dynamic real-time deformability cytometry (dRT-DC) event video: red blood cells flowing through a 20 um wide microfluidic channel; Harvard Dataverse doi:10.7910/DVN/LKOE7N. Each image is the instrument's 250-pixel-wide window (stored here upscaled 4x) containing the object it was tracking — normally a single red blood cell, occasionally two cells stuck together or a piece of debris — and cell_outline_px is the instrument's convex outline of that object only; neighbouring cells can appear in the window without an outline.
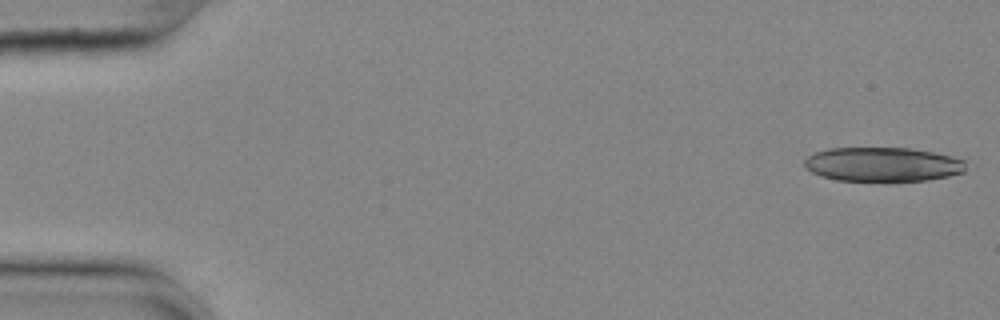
{"species": "common noctule bat (a hibernating species)", "species_latin": "Nyctalus noctula", "temperature_condition": "cold", "stored_images_in_passage": 55, "segment_of_instrument_passage": [1, 2], "camera_frame_rate_fps": 3000, "um_per_image_px": 0.085, "animal": {"sex": "female", "body_mass_g": 25.1}, "frame": {"image": 1, "passage_image": 1, "time_ms": 0.0, "image_size_px": [1000, 320], "cell_outline_px": [[964, 172], [948, 176], [928, 180], [892, 184], [884, 184], [836, 180], [820, 176], [812, 172], [804, 164], [804, 160], [808, 156], [816, 152], [828, 148], [908, 148], [932, 152], [952, 156], [964, 160]], "centroid_in_image_um": [75.02, 14.03], "position_along_channel_um": 10.0, "area_um2": 33.29}}
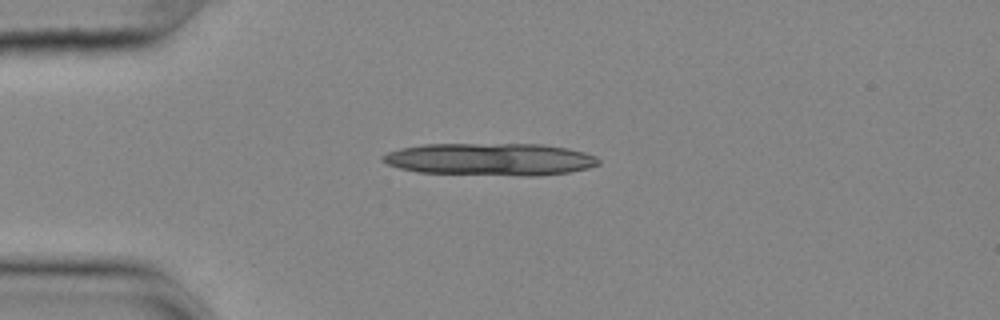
{"frame": {"image": 2, "passage_image": 13, "time_ms": 4.0, "image_size_px": [1000, 320], "cell_outline_px": [[600, 164], [588, 168], [568, 172], [536, 176], [520, 176], [416, 172], [400, 168], [388, 164], [380, 160], [380, 156], [388, 152], [400, 148], [424, 144], [540, 144], [568, 148], [584, 152], [596, 156], [600, 160]], "centroid_in_image_um": [41.67, 13.54], "position_along_channel_um": 43.3, "area_um2": 40.98}}